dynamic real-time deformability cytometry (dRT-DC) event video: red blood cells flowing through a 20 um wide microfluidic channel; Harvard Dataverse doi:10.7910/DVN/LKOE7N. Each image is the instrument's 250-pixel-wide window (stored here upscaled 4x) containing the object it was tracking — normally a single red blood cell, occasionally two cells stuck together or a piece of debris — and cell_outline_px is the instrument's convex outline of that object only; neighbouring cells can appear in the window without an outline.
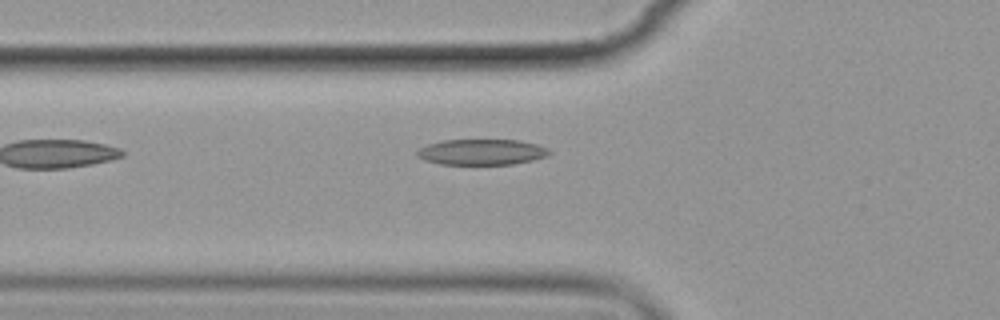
{"species": "common noctule bat (a hibernating species)", "species_latin": "Nyctalus noctula", "temperature_condition": "cold", "stored_images_in_passage": 3, "camera_frame_rate_fps": 3000, "um_per_image_px": 0.085, "animal": {"sex": "female", "body_mass_g": 19.9}, "frame": {"image": 1, "passage_image": 3, "time_ms": 2.333, "image_size_px": [1000, 320], "cell_outline_px": [[552, 152], [548, 156], [532, 160], [512, 164], [440, 164], [424, 160], [416, 156], [416, 152], [420, 148], [428, 144], [444, 140], [516, 140], [536, 144], [548, 148]], "centroid_in_image_um": [40.94, 12.92], "position_along_channel_um": 84.9, "area_um2": 19.77}}